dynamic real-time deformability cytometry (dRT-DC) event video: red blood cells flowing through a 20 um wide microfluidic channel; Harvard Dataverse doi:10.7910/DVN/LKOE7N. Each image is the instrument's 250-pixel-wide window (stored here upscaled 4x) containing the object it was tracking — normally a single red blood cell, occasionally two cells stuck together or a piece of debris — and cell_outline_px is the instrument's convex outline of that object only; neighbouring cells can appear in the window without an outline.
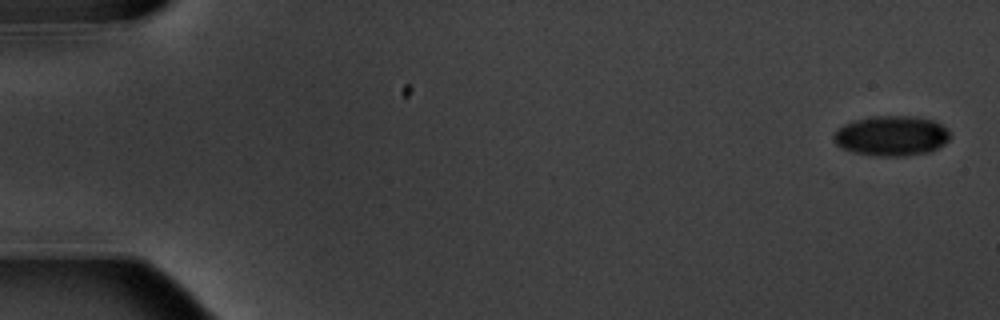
{"species": "common noctule bat (a hibernating species)", "species_latin": "Nyctalus noctula", "temperature_condition": "warm", "stored_images_in_passage": 10, "camera_frame_rate_fps": 3000, "um_per_image_px": 0.085, "animal": {"sex": "male", "body_mass_g": 20.1, "forearm_length_mm": 53.5}, "frame": {"image": 1, "passage_image": 1, "time_ms": 0.0, "image_size_px": [1000, 320], "cell_outline_px": [[952, 136], [944, 144], [932, 152], [904, 156], [880, 156], [856, 152], [844, 148], [836, 144], [832, 140], [832, 136], [836, 128], [852, 120], [872, 116], [916, 116], [932, 120], [948, 128]], "centroid_in_image_um": [75.79, 11.53], "position_along_channel_um": 9.2, "area_um2": 27.51}}
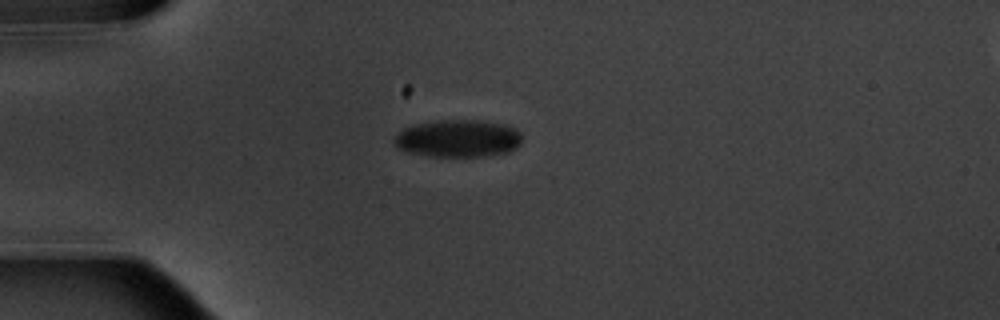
{"frame": {"image": 2, "passage_image": 5, "time_ms": 4.667, "image_size_px": [1000, 320], "cell_outline_px": [[520, 144], [516, 148], [508, 152], [480, 156], [428, 156], [408, 152], [396, 148], [392, 144], [392, 136], [404, 128], [416, 124], [440, 120], [476, 120], [504, 124], [516, 128], [520, 132]], "centroid_in_image_um": [38.87, 11.77], "position_along_channel_um": 46.1, "area_um2": 28.03}}
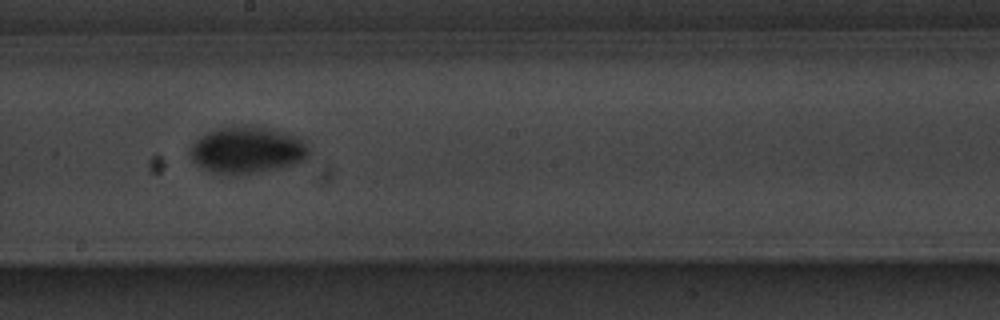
{"frame": {"image": 3, "passage_image": 10, "time_ms": 10.333, "image_size_px": [1000, 320], "cell_outline_px": [[308, 156], [304, 160], [296, 164], [280, 168], [244, 176], [212, 172], [200, 168], [188, 156], [188, 148], [200, 136], [208, 132], [220, 128], [244, 124], [264, 128], [296, 136], [308, 144]], "centroid_in_image_um": [20.96, 12.78], "position_along_channel_um": 227.2, "area_um2": 32.83}}